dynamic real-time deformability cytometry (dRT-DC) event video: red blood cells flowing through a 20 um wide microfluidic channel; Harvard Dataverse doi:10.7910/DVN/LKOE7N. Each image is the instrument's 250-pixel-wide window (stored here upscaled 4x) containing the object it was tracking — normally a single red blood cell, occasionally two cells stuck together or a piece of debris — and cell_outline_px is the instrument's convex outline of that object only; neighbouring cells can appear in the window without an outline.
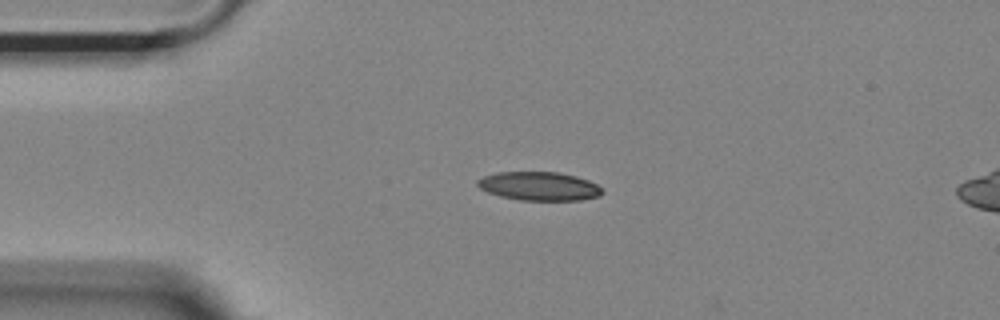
{"species": "Egyptian fruit bat (a non-hibernating species)", "species_latin": "Rousettus aegyptiacus", "temperature_condition": "room temperature", "stored_images_in_passage": 43, "camera_frame_rate_fps": 3000, "um_per_image_px": 0.085, "animal": {"sex": "female"}, "frame": {"image": 1, "passage_image": 1, "time_ms": 0.0, "image_size_px": [1000, 320], "cell_outline_px": [[604, 192], [600, 196], [580, 200], [520, 200], [500, 196], [488, 192], [480, 188], [476, 184], [476, 180], [484, 176], [496, 172], [556, 172], [576, 176], [588, 180], [596, 184]], "centroid_in_image_um": [45.81, 15.82], "position_along_channel_um": 39.2, "area_um2": 20.81}}
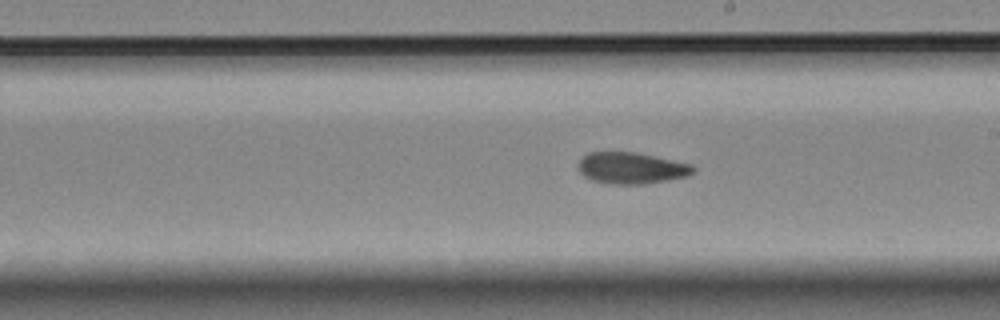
{"frame": {"image": 2, "passage_image": 19, "time_ms": 6.0, "image_size_px": [1000, 320], "cell_outline_px": [[696, 172], [688, 176], [668, 180], [644, 184], [608, 184], [592, 180], [584, 176], [580, 172], [580, 160], [588, 152], [636, 152], [692, 164], [696, 168]], "centroid_in_image_um": [53.72, 14.29], "position_along_channel_um": 235.3, "area_um2": 21.1}}
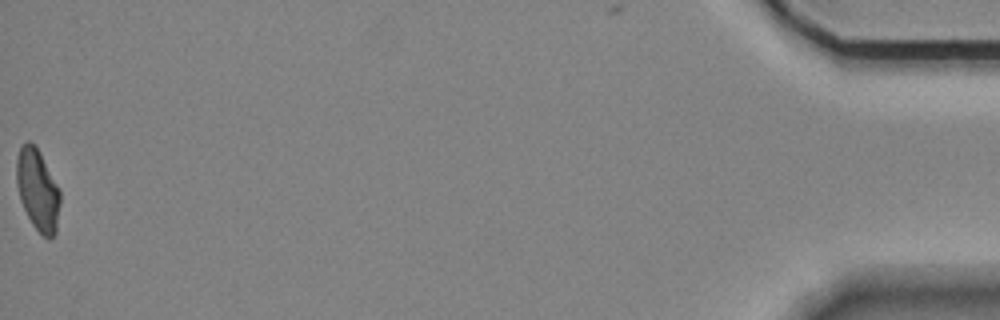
{"frame": {"image": 3, "passage_image": 43, "time_ms": 14.0, "image_size_px": [1000, 320], "cell_outline_px": [[60, 204], [56, 232], [48, 240], [32, 224], [20, 200], [16, 184], [16, 160], [20, 144], [28, 140], [40, 152], [60, 188]], "centroid_in_image_um": [3.2, 16.11], "position_along_channel_um": 432.0, "area_um2": 20.87}, "authors_computed_cell_mechanics": {"area_um2": 21.1548, "velocity_mm_per_s": 3.6899, "shape_relaxation_time_tau1_ms": null, "shape_relaxation_time_tau2_ms": 7.4728, "deformation_change_tau1": null, "deformation_change_tau2": 0.129}}